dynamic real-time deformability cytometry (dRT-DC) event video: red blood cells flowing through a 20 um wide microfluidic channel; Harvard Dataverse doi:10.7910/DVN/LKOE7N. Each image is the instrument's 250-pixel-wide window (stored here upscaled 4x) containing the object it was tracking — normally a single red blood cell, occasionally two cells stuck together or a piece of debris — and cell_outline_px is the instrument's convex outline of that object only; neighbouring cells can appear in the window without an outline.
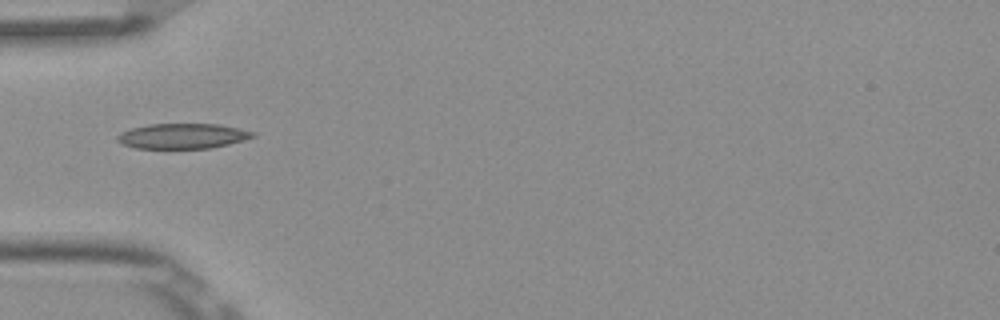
{"species": "Egyptian fruit bat (a non-hibernating species)", "species_latin": "Rousettus aegyptiacus", "temperature_condition": "room temperature", "stored_images_in_passage": 5, "camera_frame_rate_fps": 3000, "um_per_image_px": 0.085, "frame": {"image": 1, "passage_image": 5, "time_ms": 1.333, "image_size_px": [1000, 320], "cell_outline_px": [[256, 136], [244, 140], [212, 148], [136, 148], [120, 144], [116, 140], [116, 136], [120, 132], [132, 128], [148, 124], [220, 124], [256, 132]], "centroid_in_image_um": [15.51, 11.56], "position_along_channel_um": 69.5, "area_um2": 20.0}}